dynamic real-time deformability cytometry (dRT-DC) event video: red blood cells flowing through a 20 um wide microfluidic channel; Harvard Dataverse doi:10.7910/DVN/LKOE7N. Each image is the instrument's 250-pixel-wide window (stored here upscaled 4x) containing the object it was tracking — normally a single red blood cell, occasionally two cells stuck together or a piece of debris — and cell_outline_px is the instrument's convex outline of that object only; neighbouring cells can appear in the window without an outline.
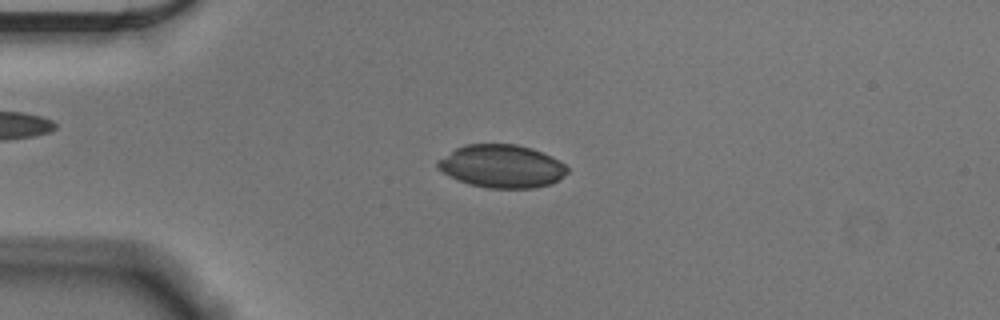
{"species": "Egyptian fruit bat (a non-hibernating species)", "species_latin": "Rousettus aegyptiacus", "temperature_condition": "cold", "stored_images_in_passage": 55, "camera_frame_rate_fps": 3000, "um_per_image_px": 0.085, "animal": {"sex": "male"}, "frame": {"image": 1, "passage_image": 13, "time_ms": 4.0, "image_size_px": [1000, 320], "cell_outline_px": [[568, 172], [552, 184], [536, 188], [488, 188], [468, 184], [448, 176], [436, 164], [436, 160], [456, 148], [464, 144], [516, 144], [532, 148], [552, 156], [564, 164], [568, 168]], "centroid_in_image_um": [42.65, 14.13], "position_along_channel_um": 42.4, "area_um2": 32.6}}
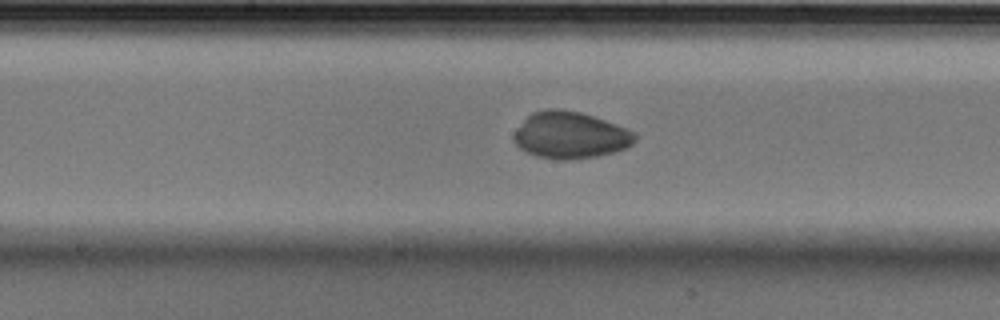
{"frame": {"image": 2, "passage_image": 28, "time_ms": 9.0, "image_size_px": [1000, 320], "cell_outline_px": [[636, 140], [628, 148], [596, 156], [568, 160], [556, 160], [536, 156], [524, 152], [512, 140], [512, 136], [516, 128], [532, 112], [548, 108], [560, 108], [580, 112], [616, 124], [636, 132]], "centroid_in_image_um": [48.45, 11.49], "position_along_channel_um": 199.8, "area_um2": 33.29}}
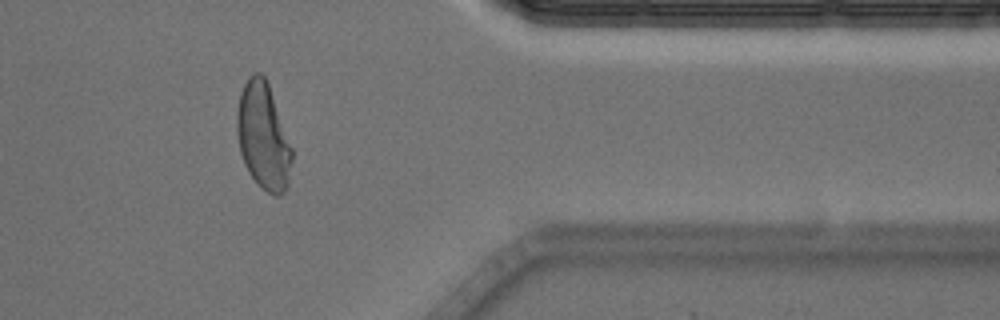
{"frame": {"image": 3, "passage_image": 45, "time_ms": 14.667, "image_size_px": [1000, 320], "cell_outline_px": [[292, 160], [288, 188], [280, 196], [272, 196], [256, 184], [248, 172], [244, 164], [240, 152], [236, 132], [236, 112], [240, 92], [248, 76], [252, 72], [260, 72], [264, 76], [268, 84], [292, 148]], "centroid_in_image_um": [22.36, 11.62], "position_along_channel_um": 389.0, "area_um2": 34.56}}